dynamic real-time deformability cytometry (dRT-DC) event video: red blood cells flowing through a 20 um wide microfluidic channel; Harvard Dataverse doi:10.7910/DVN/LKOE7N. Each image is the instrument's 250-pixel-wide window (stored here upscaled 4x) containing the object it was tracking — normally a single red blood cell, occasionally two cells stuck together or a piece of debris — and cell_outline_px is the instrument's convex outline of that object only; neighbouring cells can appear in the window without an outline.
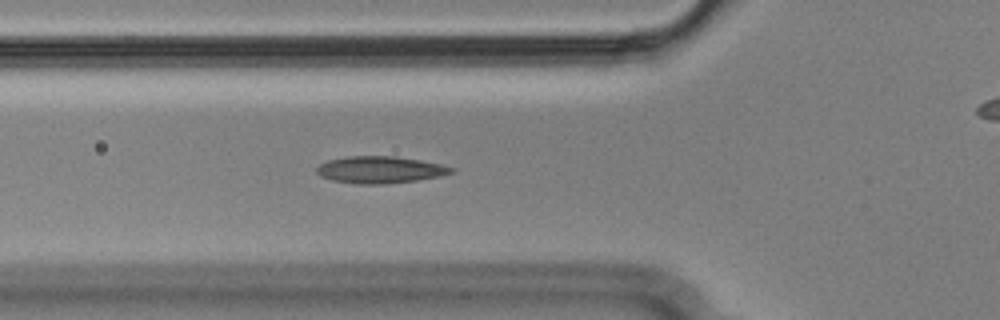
{"species": "Egyptian fruit bat (a non-hibernating species)", "species_latin": "Rousettus aegyptiacus", "temperature_condition": "cold", "stored_images_in_passage": 43, "camera_frame_rate_fps": 3000, "um_per_image_px": 0.085, "animal": {"sex": "male"}, "frame": {"image": 1, "passage_image": 6, "time_ms": 1.667, "image_size_px": [1000, 320], "cell_outline_px": [[456, 172], [440, 176], [416, 180], [384, 184], [356, 184], [332, 180], [320, 176], [316, 172], [316, 168], [320, 164], [328, 160], [348, 156], [396, 156], [420, 160], [440, 164], [456, 168]], "centroid_in_image_um": [32.32, 14.43], "position_along_channel_um": 93.5, "area_um2": 21.21}}
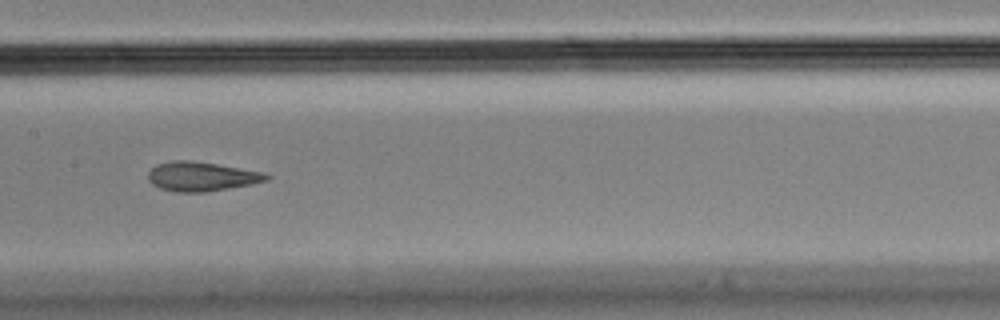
{"frame": {"image": 2, "passage_image": 14, "time_ms": 4.333, "image_size_px": [1000, 320], "cell_outline_px": [[272, 176], [268, 180], [252, 184], [204, 192], [176, 192], [160, 188], [152, 184], [148, 180], [148, 172], [156, 164], [172, 160], [192, 160], [264, 172]], "centroid_in_image_um": [17.12, 14.99], "position_along_channel_um": 190.3, "area_um2": 20.23}}
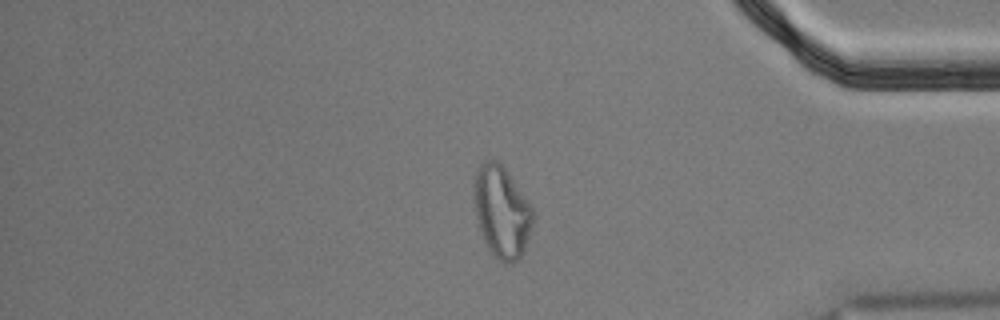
{"frame": {"image": 3, "passage_image": 33, "time_ms": 10.667, "image_size_px": [1000, 320], "cell_outline_px": [[536, 216], [524, 252], [512, 264], [504, 264], [488, 248], [484, 240], [476, 216], [472, 200], [472, 180], [480, 164], [484, 160], [496, 160], [508, 172], [528, 200], [536, 212]], "centroid_in_image_um": [42.65, 17.98], "position_along_channel_um": 392.6, "area_um2": 32.08}, "authors_computed_cell_mechanics": {"area_um2": 21.0392, "velocity_mm_per_s": 3.5962, "shape_relaxation_time_tau1_ms": null, "shape_relaxation_time_tau2_ms": 2.1355, "deformation_change_tau1": null, "deformation_change_tau2": 0.0806}}